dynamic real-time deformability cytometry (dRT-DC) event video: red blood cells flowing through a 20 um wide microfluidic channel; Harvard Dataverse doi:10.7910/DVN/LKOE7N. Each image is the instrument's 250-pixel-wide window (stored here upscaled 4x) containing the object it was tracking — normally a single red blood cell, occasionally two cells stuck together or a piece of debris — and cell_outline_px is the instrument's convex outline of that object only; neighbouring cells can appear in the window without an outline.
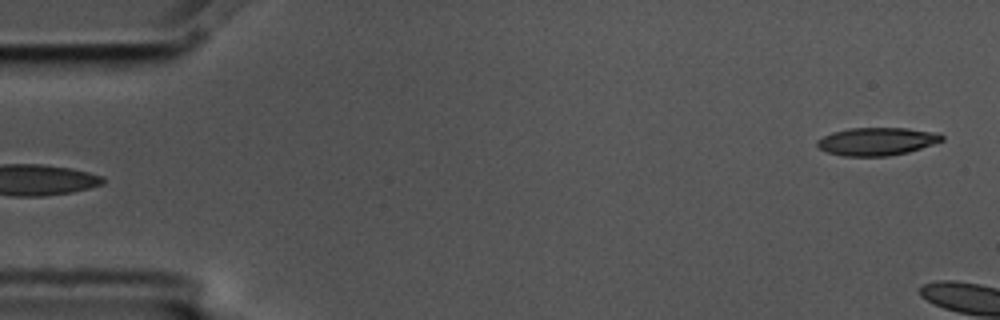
{"species": "common noctule bat (a hibernating species)", "species_latin": "Nyctalus noctula", "temperature_condition": "cold", "stored_images_in_passage": 5, "segment_of_instrument_passage": [2, 2], "camera_frame_rate_fps": 3000, "um_per_image_px": 0.085, "animal": {"sex": "male", "body_mass_g": 17.5, "forearm_length_mm": 52.3}, "frame": {"image": 1, "passage_image": 5, "time_ms": 1.333, "image_size_px": [1000, 320], "cell_outline_px": [[944, 140], [908, 152], [888, 156], [844, 156], [828, 152], [820, 148], [816, 144], [816, 140], [832, 132], [848, 128], [908, 128], [940, 132], [944, 136]], "centroid_in_image_um": [74.56, 12.01], "position_along_channel_um": 10.4, "area_um2": 20.35}}